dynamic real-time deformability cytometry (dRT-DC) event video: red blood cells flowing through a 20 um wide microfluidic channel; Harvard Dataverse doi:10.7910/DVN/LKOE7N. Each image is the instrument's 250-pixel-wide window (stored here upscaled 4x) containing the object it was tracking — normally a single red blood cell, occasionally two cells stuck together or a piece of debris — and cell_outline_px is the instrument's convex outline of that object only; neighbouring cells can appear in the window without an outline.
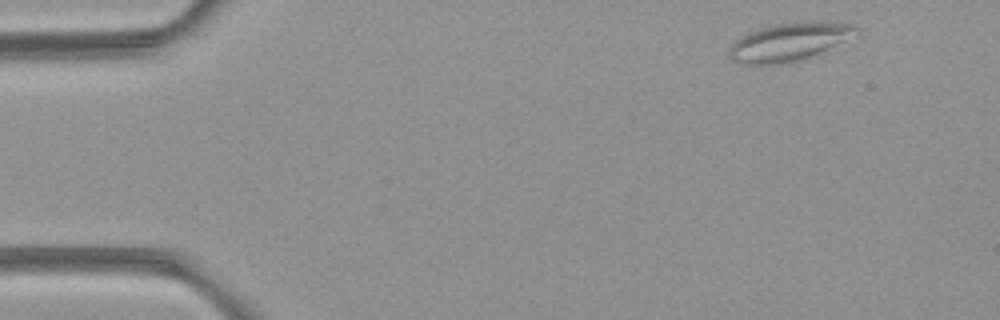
{"species": "common noctule bat (a hibernating species)", "species_latin": "Nyctalus noctula", "temperature_condition": "room temperature", "stored_images_in_passage": 3, "camera_frame_rate_fps": 3000, "um_per_image_px": 0.085, "animal": {"sex": "female", "body_mass_g": 21.9}, "frame": {"image": 1, "passage_image": 1, "time_ms": 0.0, "image_size_px": [1000, 320], "cell_outline_px": [[860, 36], [820, 52], [796, 60], [780, 64], [740, 64], [732, 60], [728, 56], [728, 52], [732, 44], [736, 40], [748, 32], [760, 28], [776, 24], [828, 20], [856, 24], [860, 28]], "centroid_in_image_um": [67.19, 3.53], "position_along_channel_um": 17.8, "area_um2": 28.55}}